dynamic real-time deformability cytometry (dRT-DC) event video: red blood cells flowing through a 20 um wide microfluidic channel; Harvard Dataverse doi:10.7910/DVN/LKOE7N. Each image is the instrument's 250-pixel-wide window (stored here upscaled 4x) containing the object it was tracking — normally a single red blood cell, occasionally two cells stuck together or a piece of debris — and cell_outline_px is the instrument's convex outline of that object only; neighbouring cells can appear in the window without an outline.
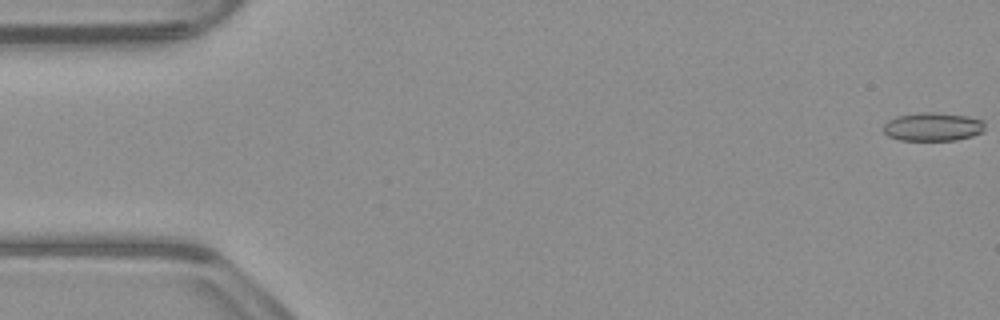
{"species": "common noctule bat (a hibernating species)", "species_latin": "Nyctalus noctula", "temperature_condition": "warm", "stored_images_in_passage": 10, "camera_frame_rate_fps": 3000, "um_per_image_px": 0.085, "animal": {"sex": "male", "body_mass_g": 23.1, "forearm_length_mm": 52.7}, "frame": {"image": 1, "passage_image": 1, "time_ms": 0.0, "image_size_px": [1000, 320], "cell_outline_px": [[984, 132], [972, 136], [956, 140], [900, 140], [888, 136], [884, 132], [884, 124], [888, 120], [896, 116], [924, 112], [936, 112], [968, 116], [984, 120]], "centroid_in_image_um": [79.31, 10.77], "position_along_channel_um": 5.7, "area_um2": 16.94}}